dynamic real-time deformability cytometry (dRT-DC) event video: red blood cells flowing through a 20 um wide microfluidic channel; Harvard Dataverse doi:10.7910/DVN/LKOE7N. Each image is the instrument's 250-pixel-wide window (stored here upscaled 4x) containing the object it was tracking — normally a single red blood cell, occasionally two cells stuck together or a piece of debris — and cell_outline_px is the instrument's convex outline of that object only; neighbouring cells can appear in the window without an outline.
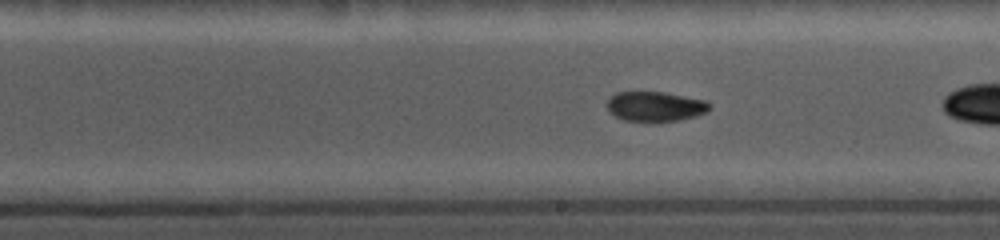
{"species": "common noctule bat (a hibernating species)", "species_latin": "Nyctalus noctula", "temperature_condition": "cold", "stored_images_in_passage": 27, "camera_frame_rate_fps": 5000, "um_per_image_px": 0.085, "animal": {"sex": "female", "body_mass_g": 19.0, "forearm_length_mm": 56.7}, "frame": {"image": 1, "passage_image": 12, "time_ms": 4.2, "image_size_px": [1000, 240], "cell_outline_px": [[712, 108], [708, 112], [696, 116], [680, 120], [624, 120], [608, 112], [608, 100], [616, 92], [664, 92], [708, 100], [712, 104]], "centroid_in_image_um": [55.78, 9.03], "position_along_channel_um": 233.2, "area_um2": 17.74}}